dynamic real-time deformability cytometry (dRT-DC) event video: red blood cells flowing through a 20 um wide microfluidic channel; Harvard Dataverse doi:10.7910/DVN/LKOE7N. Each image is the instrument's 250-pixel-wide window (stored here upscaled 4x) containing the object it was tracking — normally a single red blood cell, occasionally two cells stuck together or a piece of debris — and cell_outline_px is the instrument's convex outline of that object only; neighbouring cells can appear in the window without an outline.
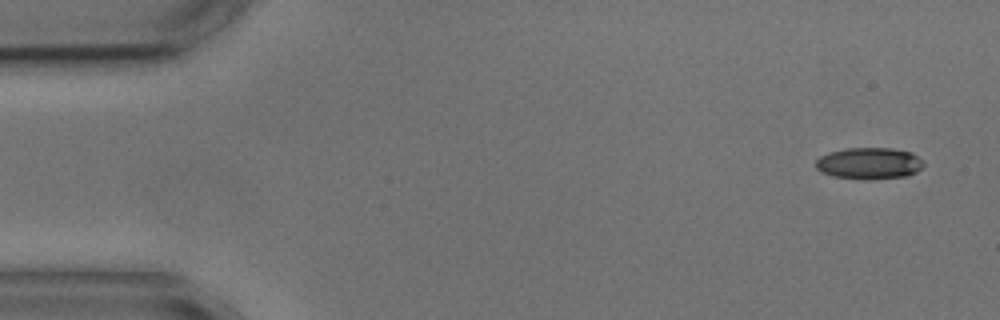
{"species": "common noctule bat (a hibernating species)", "species_latin": "Nyctalus noctula", "temperature_condition": "cold", "stored_images_in_passage": 4, "camera_frame_rate_fps": 3000, "um_per_image_px": 0.085, "animal": {"sex": "male", "body_mass_g": 17.9, "forearm_length_mm": 54.2}, "frame": {"image": 1, "passage_image": 1, "time_ms": 0.0, "image_size_px": [1000, 320], "cell_outline_px": [[924, 164], [916, 172], [908, 176], [872, 180], [864, 180], [832, 176], [820, 172], [816, 168], [816, 160], [820, 156], [828, 152], [848, 148], [892, 148], [912, 152], [924, 160]], "centroid_in_image_um": [73.89, 13.89], "position_along_channel_um": 11.1, "area_um2": 20.23}}
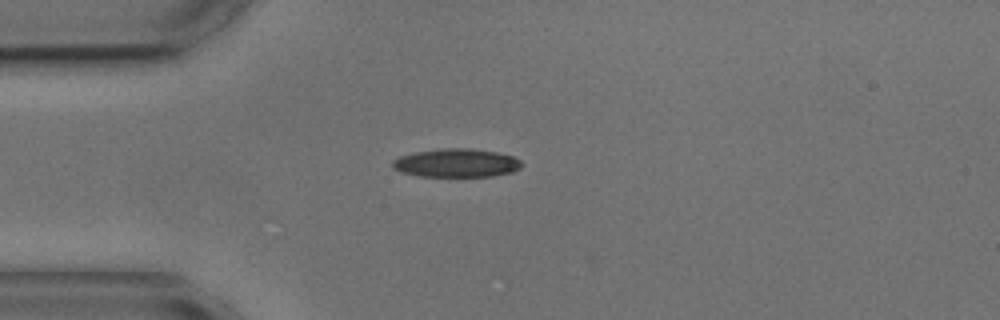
{"frame": {"image": 2, "passage_image": 4, "time_ms": 3.667, "image_size_px": [1000, 320], "cell_outline_px": [[524, 164], [520, 168], [512, 172], [492, 176], [420, 176], [400, 172], [392, 168], [392, 160], [400, 156], [416, 152], [440, 148], [468, 148], [496, 152], [512, 156], [520, 160]], "centroid_in_image_um": [38.78, 13.85], "position_along_channel_um": 46.2, "area_um2": 21.44}}